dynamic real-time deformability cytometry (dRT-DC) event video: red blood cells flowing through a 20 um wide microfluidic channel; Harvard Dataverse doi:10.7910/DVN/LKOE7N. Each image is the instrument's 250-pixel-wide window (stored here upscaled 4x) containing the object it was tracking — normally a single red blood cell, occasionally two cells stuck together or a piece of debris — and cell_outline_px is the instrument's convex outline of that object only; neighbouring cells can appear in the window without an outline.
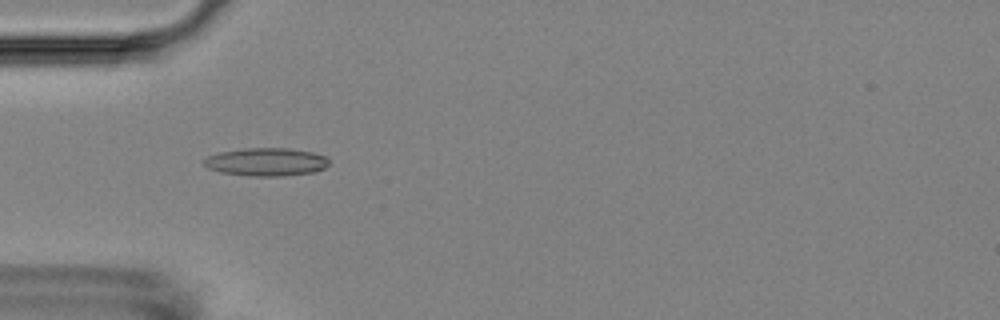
{"species": "Egyptian fruit bat (a non-hibernating species)", "species_latin": "Rousettus aegyptiacus", "temperature_condition": "room temperature", "stored_images_in_passage": 4, "camera_frame_rate_fps": 3000, "um_per_image_px": 0.085, "animal": {"sex": "female"}, "frame": {"image": 1, "passage_image": 4, "time_ms": 3.667, "image_size_px": [1000, 320], "cell_outline_px": [[328, 164], [324, 168], [316, 172], [280, 176], [248, 176], [220, 172], [208, 168], [204, 164], [204, 160], [208, 156], [220, 152], [244, 148], [288, 148], [312, 152], [324, 156], [328, 160]], "centroid_in_image_um": [22.62, 13.77], "position_along_channel_um": 62.4, "area_um2": 20.4}}